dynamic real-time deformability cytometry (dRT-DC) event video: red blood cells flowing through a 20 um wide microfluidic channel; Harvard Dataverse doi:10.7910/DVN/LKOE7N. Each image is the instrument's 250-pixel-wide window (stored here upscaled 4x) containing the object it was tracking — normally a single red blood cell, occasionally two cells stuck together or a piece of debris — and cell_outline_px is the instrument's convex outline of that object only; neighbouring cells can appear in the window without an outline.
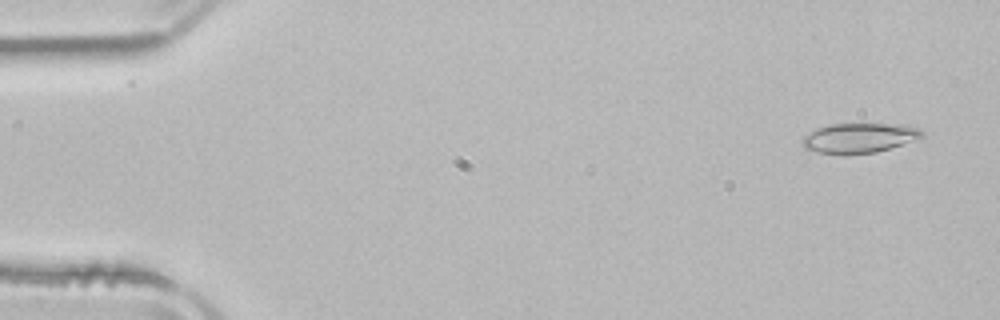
{"species": "common noctule bat (a hibernating species)", "species_latin": "Nyctalus noctula", "temperature_condition": "room temperature", "stored_images_in_passage": 52, "camera_frame_rate_fps": 3000, "um_per_image_px": 0.085, "animal": {"sex": "male", "body_mass_g": 21.5, "forearm_length_mm": 52.0}, "frame": {"image": 1, "passage_image": 3, "time_ms": 0.667, "image_size_px": [1000, 320], "cell_outline_px": [[924, 136], [920, 140], [876, 152], [844, 156], [816, 152], [804, 148], [800, 140], [804, 136], [816, 128], [832, 124], [904, 124], [920, 128], [924, 132]], "centroid_in_image_um": [73.07, 11.75], "position_along_channel_um": 11.9, "area_um2": 21.5}}
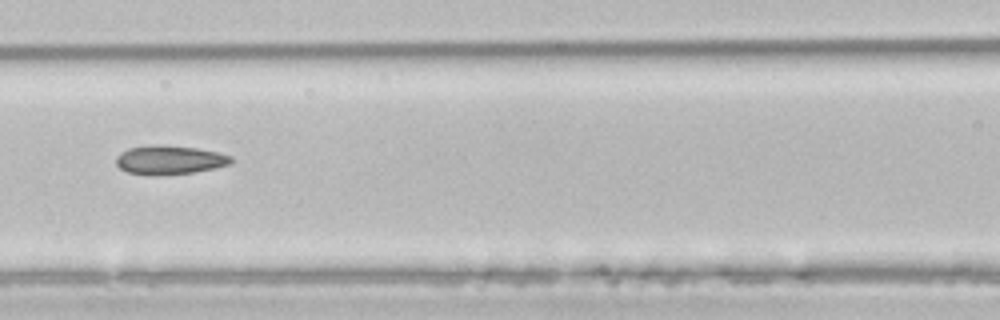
{"frame": {"image": 2, "passage_image": 23, "time_ms": 7.333, "image_size_px": [1000, 320], "cell_outline_px": [[232, 160], [228, 164], [212, 168], [192, 172], [156, 176], [148, 176], [128, 172], [120, 168], [116, 164], [116, 156], [128, 148], [152, 144], [160, 144], [196, 148], [216, 152], [232, 156]], "centroid_in_image_um": [14.34, 13.59], "position_along_channel_um": 152.3, "area_um2": 19.36}}
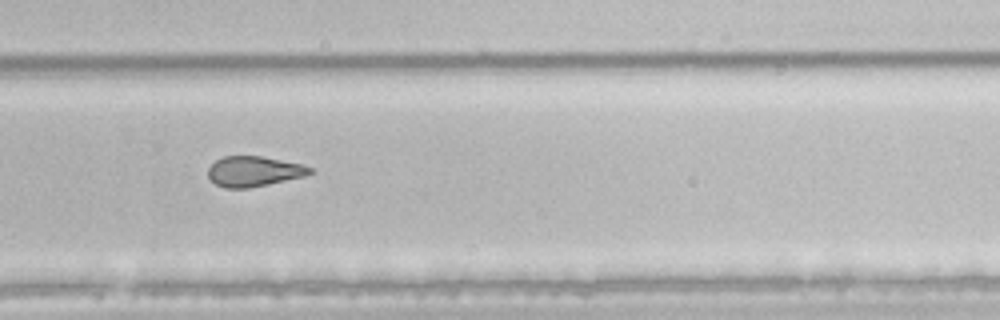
{"frame": {"image": 3, "passage_image": 35, "time_ms": 11.333, "image_size_px": [1000, 320], "cell_outline_px": [[312, 172], [304, 176], [268, 184], [248, 188], [224, 188], [216, 184], [208, 176], [208, 168], [216, 160], [224, 156], [260, 156], [304, 164], [312, 168]], "centroid_in_image_um": [21.57, 14.56], "position_along_channel_um": 308.2, "area_um2": 17.86}, "authors_computed_cell_mechanics": {"area_um2": 20.0277, "velocity_mm_per_s": 3.9189, "shape_relaxation_time_tau1_ms": 9.6007, "shape_relaxation_time_tau2_ms": 3.5472, "deformation_change_tau1": 0.2007, "deformation_change_tau2": 0.1246}}